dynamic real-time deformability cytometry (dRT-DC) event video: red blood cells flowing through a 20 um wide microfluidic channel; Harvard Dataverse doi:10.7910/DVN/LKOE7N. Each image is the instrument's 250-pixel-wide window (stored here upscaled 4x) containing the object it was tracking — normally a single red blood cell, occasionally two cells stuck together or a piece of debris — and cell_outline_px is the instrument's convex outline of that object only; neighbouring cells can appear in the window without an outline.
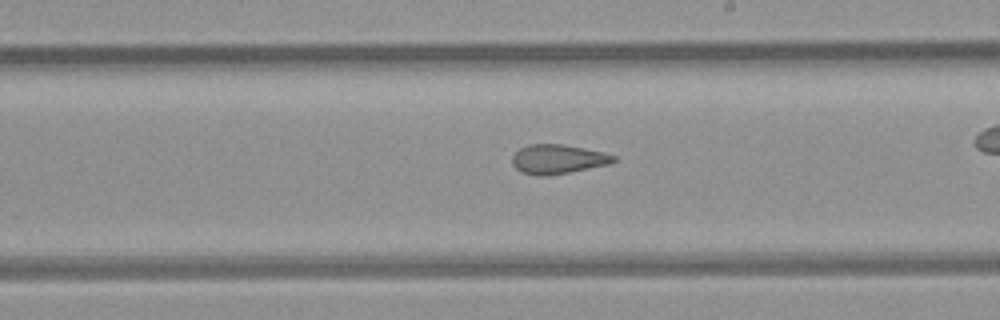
{"species": "common noctule bat (a hibernating species)", "species_latin": "Nyctalus noctula", "temperature_condition": "room temperature", "stored_images_in_passage": 38, "camera_frame_rate_fps": 3000, "um_per_image_px": 0.085, "animal": {"sex": "female", "body_mass_g": 21.9}, "frame": {"image": 1, "passage_image": 27, "time_ms": 8.667, "image_size_px": [1000, 320], "cell_outline_px": [[616, 160], [612, 164], [548, 176], [540, 176], [520, 172], [512, 164], [512, 156], [520, 148], [528, 144], [564, 144], [584, 148], [616, 156]], "centroid_in_image_um": [47.41, 13.53], "position_along_channel_um": 241.6, "area_um2": 17.4}}
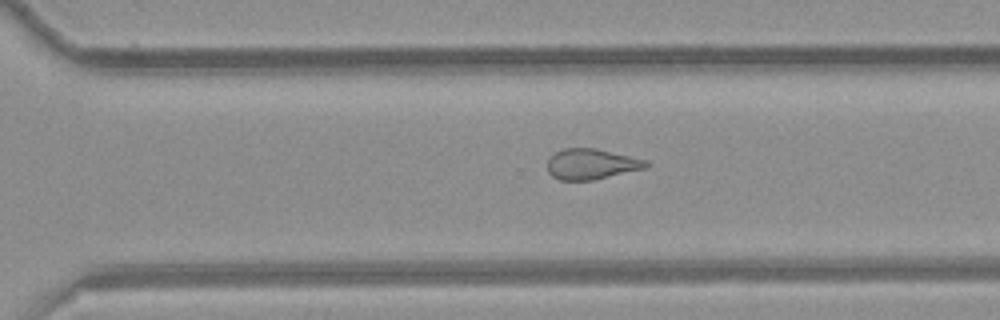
{"frame": {"image": 2, "passage_image": 33, "time_ms": 10.667, "image_size_px": [1000, 320], "cell_outline_px": [[648, 164], [644, 168], [592, 180], [560, 180], [552, 176], [548, 172], [548, 156], [564, 148], [592, 148], [648, 160]], "centroid_in_image_um": [50.21, 13.94], "position_along_channel_um": 320.4, "area_um2": 17.28}}